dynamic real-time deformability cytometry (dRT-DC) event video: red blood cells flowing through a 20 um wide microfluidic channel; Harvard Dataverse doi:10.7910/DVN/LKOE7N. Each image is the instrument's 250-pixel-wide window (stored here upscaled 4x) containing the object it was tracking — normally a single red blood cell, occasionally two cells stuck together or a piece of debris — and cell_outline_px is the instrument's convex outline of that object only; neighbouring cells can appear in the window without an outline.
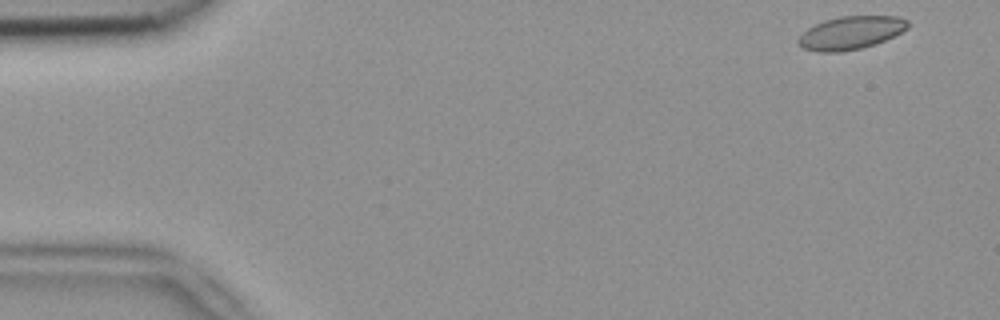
{"species": "common noctule bat (a hibernating species)", "species_latin": "Nyctalus noctula", "temperature_condition": "room temperature", "stored_images_in_passage": 3, "camera_frame_rate_fps": 3000, "um_per_image_px": 0.085, "animal": {"sex": "female", "body_mass_g": 18.4}, "frame": {"image": 1, "passage_image": 1, "time_ms": 0.0, "image_size_px": [1000, 320], "cell_outline_px": [[908, 28], [884, 40], [860, 48], [840, 52], [816, 52], [804, 48], [796, 44], [796, 40], [808, 28], [824, 20], [840, 16], [896, 16], [908, 20]], "centroid_in_image_um": [72.27, 2.78], "position_along_channel_um": 12.7, "area_um2": 20.92}}